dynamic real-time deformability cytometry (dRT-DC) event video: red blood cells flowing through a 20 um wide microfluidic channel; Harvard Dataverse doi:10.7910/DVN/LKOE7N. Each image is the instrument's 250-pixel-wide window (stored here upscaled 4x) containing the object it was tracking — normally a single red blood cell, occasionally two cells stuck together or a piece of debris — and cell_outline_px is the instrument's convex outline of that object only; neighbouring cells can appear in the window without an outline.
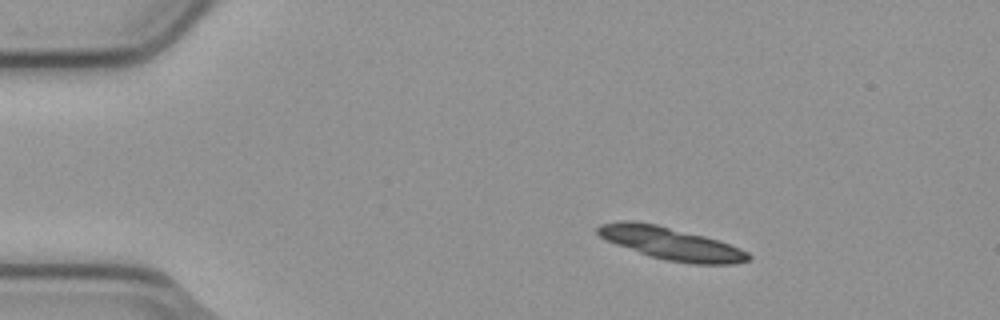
{"species": "common noctule bat (a hibernating species)", "species_latin": "Nyctalus noctula", "temperature_condition": "cold", "stored_images_in_passage": 4, "camera_frame_rate_fps": 3000, "um_per_image_px": 0.085, "animal": {"sex": "male", "body_mass_g": 23.1, "forearm_length_mm": 52.7}, "frame": {"image": 1, "passage_image": 2, "time_ms": 0.333, "image_size_px": [1000, 320], "cell_outline_px": [[752, 256], [748, 260], [732, 264], [692, 264], [668, 260], [648, 256], [604, 240], [596, 232], [596, 228], [600, 224], [620, 220], [632, 220], [656, 224], [720, 240], [740, 248], [748, 252]], "centroid_in_image_um": [56.99, 20.69], "position_along_channel_um": 28.0, "area_um2": 28.73}}